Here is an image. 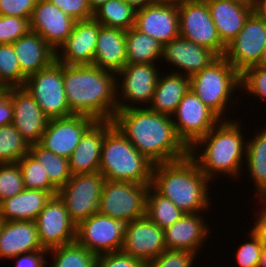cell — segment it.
Returning a JSON list of instances; mask_svg holds the SVG:
<instances>
[{
    "label": "cell",
    "mask_w": 266,
    "mask_h": 267,
    "mask_svg": "<svg viewBox=\"0 0 266 267\" xmlns=\"http://www.w3.org/2000/svg\"><path fill=\"white\" fill-rule=\"evenodd\" d=\"M57 193L24 189L17 195L0 202V218L3 221H34Z\"/></svg>",
    "instance_id": "cell-29"
},
{
    "label": "cell",
    "mask_w": 266,
    "mask_h": 267,
    "mask_svg": "<svg viewBox=\"0 0 266 267\" xmlns=\"http://www.w3.org/2000/svg\"><path fill=\"white\" fill-rule=\"evenodd\" d=\"M28 152V143L12 124L0 127V163L19 162Z\"/></svg>",
    "instance_id": "cell-38"
},
{
    "label": "cell",
    "mask_w": 266,
    "mask_h": 267,
    "mask_svg": "<svg viewBox=\"0 0 266 267\" xmlns=\"http://www.w3.org/2000/svg\"><path fill=\"white\" fill-rule=\"evenodd\" d=\"M266 44V21L254 11L237 36L226 45L224 57L242 74L260 64Z\"/></svg>",
    "instance_id": "cell-14"
},
{
    "label": "cell",
    "mask_w": 266,
    "mask_h": 267,
    "mask_svg": "<svg viewBox=\"0 0 266 267\" xmlns=\"http://www.w3.org/2000/svg\"><path fill=\"white\" fill-rule=\"evenodd\" d=\"M17 163L21 169L25 189L58 192V190L50 183L44 170V166H42L29 152Z\"/></svg>",
    "instance_id": "cell-39"
},
{
    "label": "cell",
    "mask_w": 266,
    "mask_h": 267,
    "mask_svg": "<svg viewBox=\"0 0 266 267\" xmlns=\"http://www.w3.org/2000/svg\"><path fill=\"white\" fill-rule=\"evenodd\" d=\"M104 181V177L99 172L76 174L58 190L57 195L64 202L70 219L76 226L98 213Z\"/></svg>",
    "instance_id": "cell-12"
},
{
    "label": "cell",
    "mask_w": 266,
    "mask_h": 267,
    "mask_svg": "<svg viewBox=\"0 0 266 267\" xmlns=\"http://www.w3.org/2000/svg\"><path fill=\"white\" fill-rule=\"evenodd\" d=\"M183 213L169 198L159 194L151 185L147 192L146 216L165 229L178 221Z\"/></svg>",
    "instance_id": "cell-35"
},
{
    "label": "cell",
    "mask_w": 266,
    "mask_h": 267,
    "mask_svg": "<svg viewBox=\"0 0 266 267\" xmlns=\"http://www.w3.org/2000/svg\"><path fill=\"white\" fill-rule=\"evenodd\" d=\"M246 143L245 164L255 185V196L266 195V127Z\"/></svg>",
    "instance_id": "cell-31"
},
{
    "label": "cell",
    "mask_w": 266,
    "mask_h": 267,
    "mask_svg": "<svg viewBox=\"0 0 266 267\" xmlns=\"http://www.w3.org/2000/svg\"><path fill=\"white\" fill-rule=\"evenodd\" d=\"M23 87L49 119L73 115L64 88L63 64L56 60L49 67L27 77Z\"/></svg>",
    "instance_id": "cell-8"
},
{
    "label": "cell",
    "mask_w": 266,
    "mask_h": 267,
    "mask_svg": "<svg viewBox=\"0 0 266 267\" xmlns=\"http://www.w3.org/2000/svg\"><path fill=\"white\" fill-rule=\"evenodd\" d=\"M129 222L95 213L76 227V242L95 255L122 250Z\"/></svg>",
    "instance_id": "cell-10"
},
{
    "label": "cell",
    "mask_w": 266,
    "mask_h": 267,
    "mask_svg": "<svg viewBox=\"0 0 266 267\" xmlns=\"http://www.w3.org/2000/svg\"><path fill=\"white\" fill-rule=\"evenodd\" d=\"M163 45L135 27L126 30V58L130 64H155L161 60Z\"/></svg>",
    "instance_id": "cell-32"
},
{
    "label": "cell",
    "mask_w": 266,
    "mask_h": 267,
    "mask_svg": "<svg viewBox=\"0 0 266 267\" xmlns=\"http://www.w3.org/2000/svg\"><path fill=\"white\" fill-rule=\"evenodd\" d=\"M29 153L44 166L50 183L57 190L62 188L73 176L69 159L51 152L40 143L30 145Z\"/></svg>",
    "instance_id": "cell-33"
},
{
    "label": "cell",
    "mask_w": 266,
    "mask_h": 267,
    "mask_svg": "<svg viewBox=\"0 0 266 267\" xmlns=\"http://www.w3.org/2000/svg\"><path fill=\"white\" fill-rule=\"evenodd\" d=\"M238 88L241 89L240 73L224 56L190 77V89L221 120H227L224 111L236 106L238 99H233V93Z\"/></svg>",
    "instance_id": "cell-6"
},
{
    "label": "cell",
    "mask_w": 266,
    "mask_h": 267,
    "mask_svg": "<svg viewBox=\"0 0 266 267\" xmlns=\"http://www.w3.org/2000/svg\"><path fill=\"white\" fill-rule=\"evenodd\" d=\"M12 125L28 145L40 143L49 118L24 87H11Z\"/></svg>",
    "instance_id": "cell-18"
},
{
    "label": "cell",
    "mask_w": 266,
    "mask_h": 267,
    "mask_svg": "<svg viewBox=\"0 0 266 267\" xmlns=\"http://www.w3.org/2000/svg\"><path fill=\"white\" fill-rule=\"evenodd\" d=\"M221 41L227 45L243 28L253 8L233 0H205Z\"/></svg>",
    "instance_id": "cell-26"
},
{
    "label": "cell",
    "mask_w": 266,
    "mask_h": 267,
    "mask_svg": "<svg viewBox=\"0 0 266 267\" xmlns=\"http://www.w3.org/2000/svg\"><path fill=\"white\" fill-rule=\"evenodd\" d=\"M96 121L84 115L51 118L40 144L51 152L70 158L84 133Z\"/></svg>",
    "instance_id": "cell-16"
},
{
    "label": "cell",
    "mask_w": 266,
    "mask_h": 267,
    "mask_svg": "<svg viewBox=\"0 0 266 267\" xmlns=\"http://www.w3.org/2000/svg\"><path fill=\"white\" fill-rule=\"evenodd\" d=\"M179 36L209 48L223 57L226 45L221 41L205 0H190L178 7Z\"/></svg>",
    "instance_id": "cell-11"
},
{
    "label": "cell",
    "mask_w": 266,
    "mask_h": 267,
    "mask_svg": "<svg viewBox=\"0 0 266 267\" xmlns=\"http://www.w3.org/2000/svg\"><path fill=\"white\" fill-rule=\"evenodd\" d=\"M53 255L50 267H97L98 256L76 241L48 250Z\"/></svg>",
    "instance_id": "cell-36"
},
{
    "label": "cell",
    "mask_w": 266,
    "mask_h": 267,
    "mask_svg": "<svg viewBox=\"0 0 266 267\" xmlns=\"http://www.w3.org/2000/svg\"><path fill=\"white\" fill-rule=\"evenodd\" d=\"M134 27L162 45L179 37L178 6L151 4L136 11Z\"/></svg>",
    "instance_id": "cell-23"
},
{
    "label": "cell",
    "mask_w": 266,
    "mask_h": 267,
    "mask_svg": "<svg viewBox=\"0 0 266 267\" xmlns=\"http://www.w3.org/2000/svg\"><path fill=\"white\" fill-rule=\"evenodd\" d=\"M2 224H3V220L0 218V235H1Z\"/></svg>",
    "instance_id": "cell-58"
},
{
    "label": "cell",
    "mask_w": 266,
    "mask_h": 267,
    "mask_svg": "<svg viewBox=\"0 0 266 267\" xmlns=\"http://www.w3.org/2000/svg\"><path fill=\"white\" fill-rule=\"evenodd\" d=\"M22 73L29 77L49 67L56 60V52L31 30L12 43Z\"/></svg>",
    "instance_id": "cell-25"
},
{
    "label": "cell",
    "mask_w": 266,
    "mask_h": 267,
    "mask_svg": "<svg viewBox=\"0 0 266 267\" xmlns=\"http://www.w3.org/2000/svg\"><path fill=\"white\" fill-rule=\"evenodd\" d=\"M30 31L28 18L0 15V44H12Z\"/></svg>",
    "instance_id": "cell-43"
},
{
    "label": "cell",
    "mask_w": 266,
    "mask_h": 267,
    "mask_svg": "<svg viewBox=\"0 0 266 267\" xmlns=\"http://www.w3.org/2000/svg\"><path fill=\"white\" fill-rule=\"evenodd\" d=\"M101 26L94 18L76 21L71 34L56 51V61L63 65H92Z\"/></svg>",
    "instance_id": "cell-17"
},
{
    "label": "cell",
    "mask_w": 266,
    "mask_h": 267,
    "mask_svg": "<svg viewBox=\"0 0 266 267\" xmlns=\"http://www.w3.org/2000/svg\"><path fill=\"white\" fill-rule=\"evenodd\" d=\"M103 141L104 121H96L81 137L69 158L73 175L99 172Z\"/></svg>",
    "instance_id": "cell-27"
},
{
    "label": "cell",
    "mask_w": 266,
    "mask_h": 267,
    "mask_svg": "<svg viewBox=\"0 0 266 267\" xmlns=\"http://www.w3.org/2000/svg\"><path fill=\"white\" fill-rule=\"evenodd\" d=\"M218 58L219 56L211 49L179 36L163 45L161 59H164L168 65L177 67V70H172L174 73L191 77L211 65Z\"/></svg>",
    "instance_id": "cell-21"
},
{
    "label": "cell",
    "mask_w": 266,
    "mask_h": 267,
    "mask_svg": "<svg viewBox=\"0 0 266 267\" xmlns=\"http://www.w3.org/2000/svg\"><path fill=\"white\" fill-rule=\"evenodd\" d=\"M129 6L136 11L152 4V0H124Z\"/></svg>",
    "instance_id": "cell-52"
},
{
    "label": "cell",
    "mask_w": 266,
    "mask_h": 267,
    "mask_svg": "<svg viewBox=\"0 0 266 267\" xmlns=\"http://www.w3.org/2000/svg\"><path fill=\"white\" fill-rule=\"evenodd\" d=\"M190 0H152V4L156 5H168V6H181Z\"/></svg>",
    "instance_id": "cell-53"
},
{
    "label": "cell",
    "mask_w": 266,
    "mask_h": 267,
    "mask_svg": "<svg viewBox=\"0 0 266 267\" xmlns=\"http://www.w3.org/2000/svg\"><path fill=\"white\" fill-rule=\"evenodd\" d=\"M258 267H266V242H264Z\"/></svg>",
    "instance_id": "cell-55"
},
{
    "label": "cell",
    "mask_w": 266,
    "mask_h": 267,
    "mask_svg": "<svg viewBox=\"0 0 266 267\" xmlns=\"http://www.w3.org/2000/svg\"><path fill=\"white\" fill-rule=\"evenodd\" d=\"M204 215L203 212L184 214L173 225L166 227L164 229L166 249L187 251L200 255L201 247L211 233L208 226L210 223L206 224Z\"/></svg>",
    "instance_id": "cell-22"
},
{
    "label": "cell",
    "mask_w": 266,
    "mask_h": 267,
    "mask_svg": "<svg viewBox=\"0 0 266 267\" xmlns=\"http://www.w3.org/2000/svg\"><path fill=\"white\" fill-rule=\"evenodd\" d=\"M259 197V198H258ZM260 203L263 204L258 215H255L257 219H255V223L252 225L251 230L264 242H266V195L257 196Z\"/></svg>",
    "instance_id": "cell-50"
},
{
    "label": "cell",
    "mask_w": 266,
    "mask_h": 267,
    "mask_svg": "<svg viewBox=\"0 0 266 267\" xmlns=\"http://www.w3.org/2000/svg\"><path fill=\"white\" fill-rule=\"evenodd\" d=\"M171 118L178 137L189 149L221 121L191 89L184 95Z\"/></svg>",
    "instance_id": "cell-13"
},
{
    "label": "cell",
    "mask_w": 266,
    "mask_h": 267,
    "mask_svg": "<svg viewBox=\"0 0 266 267\" xmlns=\"http://www.w3.org/2000/svg\"><path fill=\"white\" fill-rule=\"evenodd\" d=\"M23 177L19 164L0 163V202L24 190Z\"/></svg>",
    "instance_id": "cell-40"
},
{
    "label": "cell",
    "mask_w": 266,
    "mask_h": 267,
    "mask_svg": "<svg viewBox=\"0 0 266 267\" xmlns=\"http://www.w3.org/2000/svg\"><path fill=\"white\" fill-rule=\"evenodd\" d=\"M26 78L12 44H0V88L23 87Z\"/></svg>",
    "instance_id": "cell-37"
},
{
    "label": "cell",
    "mask_w": 266,
    "mask_h": 267,
    "mask_svg": "<svg viewBox=\"0 0 266 267\" xmlns=\"http://www.w3.org/2000/svg\"><path fill=\"white\" fill-rule=\"evenodd\" d=\"M211 182L188 155L176 161L154 164L151 186L183 213L193 214L211 208V193L208 192Z\"/></svg>",
    "instance_id": "cell-3"
},
{
    "label": "cell",
    "mask_w": 266,
    "mask_h": 267,
    "mask_svg": "<svg viewBox=\"0 0 266 267\" xmlns=\"http://www.w3.org/2000/svg\"><path fill=\"white\" fill-rule=\"evenodd\" d=\"M149 186L133 182L105 180L98 212L128 222L144 217Z\"/></svg>",
    "instance_id": "cell-7"
},
{
    "label": "cell",
    "mask_w": 266,
    "mask_h": 267,
    "mask_svg": "<svg viewBox=\"0 0 266 267\" xmlns=\"http://www.w3.org/2000/svg\"><path fill=\"white\" fill-rule=\"evenodd\" d=\"M97 267H146V263L118 251L98 255Z\"/></svg>",
    "instance_id": "cell-46"
},
{
    "label": "cell",
    "mask_w": 266,
    "mask_h": 267,
    "mask_svg": "<svg viewBox=\"0 0 266 267\" xmlns=\"http://www.w3.org/2000/svg\"><path fill=\"white\" fill-rule=\"evenodd\" d=\"M240 86L247 95L266 101V67L257 65L246 69L240 74Z\"/></svg>",
    "instance_id": "cell-41"
},
{
    "label": "cell",
    "mask_w": 266,
    "mask_h": 267,
    "mask_svg": "<svg viewBox=\"0 0 266 267\" xmlns=\"http://www.w3.org/2000/svg\"><path fill=\"white\" fill-rule=\"evenodd\" d=\"M253 11L263 20L266 21V0H258Z\"/></svg>",
    "instance_id": "cell-51"
},
{
    "label": "cell",
    "mask_w": 266,
    "mask_h": 267,
    "mask_svg": "<svg viewBox=\"0 0 266 267\" xmlns=\"http://www.w3.org/2000/svg\"><path fill=\"white\" fill-rule=\"evenodd\" d=\"M116 73L96 65H63V80L72 114L112 121L117 111Z\"/></svg>",
    "instance_id": "cell-2"
},
{
    "label": "cell",
    "mask_w": 266,
    "mask_h": 267,
    "mask_svg": "<svg viewBox=\"0 0 266 267\" xmlns=\"http://www.w3.org/2000/svg\"><path fill=\"white\" fill-rule=\"evenodd\" d=\"M34 222L43 249L50 250L76 241L77 226L58 195L50 199Z\"/></svg>",
    "instance_id": "cell-15"
},
{
    "label": "cell",
    "mask_w": 266,
    "mask_h": 267,
    "mask_svg": "<svg viewBox=\"0 0 266 267\" xmlns=\"http://www.w3.org/2000/svg\"><path fill=\"white\" fill-rule=\"evenodd\" d=\"M154 163L113 125L104 121L99 173L105 180L151 185Z\"/></svg>",
    "instance_id": "cell-5"
},
{
    "label": "cell",
    "mask_w": 266,
    "mask_h": 267,
    "mask_svg": "<svg viewBox=\"0 0 266 267\" xmlns=\"http://www.w3.org/2000/svg\"><path fill=\"white\" fill-rule=\"evenodd\" d=\"M233 1H238V2H241L243 4H246V5L254 8L256 6V3L258 0H233Z\"/></svg>",
    "instance_id": "cell-56"
},
{
    "label": "cell",
    "mask_w": 266,
    "mask_h": 267,
    "mask_svg": "<svg viewBox=\"0 0 266 267\" xmlns=\"http://www.w3.org/2000/svg\"><path fill=\"white\" fill-rule=\"evenodd\" d=\"M30 30L38 33L56 52L72 32L75 20L48 0H38L30 18Z\"/></svg>",
    "instance_id": "cell-20"
},
{
    "label": "cell",
    "mask_w": 266,
    "mask_h": 267,
    "mask_svg": "<svg viewBox=\"0 0 266 267\" xmlns=\"http://www.w3.org/2000/svg\"><path fill=\"white\" fill-rule=\"evenodd\" d=\"M113 125L154 164L185 158L189 148L178 137L172 118L147 107L117 110Z\"/></svg>",
    "instance_id": "cell-1"
},
{
    "label": "cell",
    "mask_w": 266,
    "mask_h": 267,
    "mask_svg": "<svg viewBox=\"0 0 266 267\" xmlns=\"http://www.w3.org/2000/svg\"><path fill=\"white\" fill-rule=\"evenodd\" d=\"M162 74L159 76L151 103L147 108L171 117L190 89V77L172 71L168 75Z\"/></svg>",
    "instance_id": "cell-30"
},
{
    "label": "cell",
    "mask_w": 266,
    "mask_h": 267,
    "mask_svg": "<svg viewBox=\"0 0 266 267\" xmlns=\"http://www.w3.org/2000/svg\"><path fill=\"white\" fill-rule=\"evenodd\" d=\"M38 0H0V15L28 18Z\"/></svg>",
    "instance_id": "cell-47"
},
{
    "label": "cell",
    "mask_w": 266,
    "mask_h": 267,
    "mask_svg": "<svg viewBox=\"0 0 266 267\" xmlns=\"http://www.w3.org/2000/svg\"><path fill=\"white\" fill-rule=\"evenodd\" d=\"M46 254H48V250H36L20 254L11 260L17 259L15 260L16 267H45L47 265Z\"/></svg>",
    "instance_id": "cell-48"
},
{
    "label": "cell",
    "mask_w": 266,
    "mask_h": 267,
    "mask_svg": "<svg viewBox=\"0 0 266 267\" xmlns=\"http://www.w3.org/2000/svg\"><path fill=\"white\" fill-rule=\"evenodd\" d=\"M126 64V30L101 26L93 65L117 73Z\"/></svg>",
    "instance_id": "cell-28"
},
{
    "label": "cell",
    "mask_w": 266,
    "mask_h": 267,
    "mask_svg": "<svg viewBox=\"0 0 266 267\" xmlns=\"http://www.w3.org/2000/svg\"><path fill=\"white\" fill-rule=\"evenodd\" d=\"M109 0H88L90 9L92 12H94L97 8H99L101 5L107 3Z\"/></svg>",
    "instance_id": "cell-54"
},
{
    "label": "cell",
    "mask_w": 266,
    "mask_h": 267,
    "mask_svg": "<svg viewBox=\"0 0 266 267\" xmlns=\"http://www.w3.org/2000/svg\"><path fill=\"white\" fill-rule=\"evenodd\" d=\"M259 65L266 67V44H265V48L263 50V54H262L261 61H260Z\"/></svg>",
    "instance_id": "cell-57"
},
{
    "label": "cell",
    "mask_w": 266,
    "mask_h": 267,
    "mask_svg": "<svg viewBox=\"0 0 266 267\" xmlns=\"http://www.w3.org/2000/svg\"><path fill=\"white\" fill-rule=\"evenodd\" d=\"M196 258L197 255L192 252L166 249L146 263V267H193Z\"/></svg>",
    "instance_id": "cell-44"
},
{
    "label": "cell",
    "mask_w": 266,
    "mask_h": 267,
    "mask_svg": "<svg viewBox=\"0 0 266 267\" xmlns=\"http://www.w3.org/2000/svg\"><path fill=\"white\" fill-rule=\"evenodd\" d=\"M60 8L65 14L71 16L75 21L93 18L88 0H48Z\"/></svg>",
    "instance_id": "cell-45"
},
{
    "label": "cell",
    "mask_w": 266,
    "mask_h": 267,
    "mask_svg": "<svg viewBox=\"0 0 266 267\" xmlns=\"http://www.w3.org/2000/svg\"><path fill=\"white\" fill-rule=\"evenodd\" d=\"M250 240L240 245L235 257L238 267H258L264 241L250 228Z\"/></svg>",
    "instance_id": "cell-42"
},
{
    "label": "cell",
    "mask_w": 266,
    "mask_h": 267,
    "mask_svg": "<svg viewBox=\"0 0 266 267\" xmlns=\"http://www.w3.org/2000/svg\"><path fill=\"white\" fill-rule=\"evenodd\" d=\"M158 66L127 63L116 73L117 110L149 106L161 74Z\"/></svg>",
    "instance_id": "cell-9"
},
{
    "label": "cell",
    "mask_w": 266,
    "mask_h": 267,
    "mask_svg": "<svg viewBox=\"0 0 266 267\" xmlns=\"http://www.w3.org/2000/svg\"><path fill=\"white\" fill-rule=\"evenodd\" d=\"M43 249L34 221H3L0 235V259Z\"/></svg>",
    "instance_id": "cell-24"
},
{
    "label": "cell",
    "mask_w": 266,
    "mask_h": 267,
    "mask_svg": "<svg viewBox=\"0 0 266 267\" xmlns=\"http://www.w3.org/2000/svg\"><path fill=\"white\" fill-rule=\"evenodd\" d=\"M236 120L230 117L221 120L189 149V155L209 180L214 181L222 174L238 179L241 174L247 138L243 137L242 125Z\"/></svg>",
    "instance_id": "cell-4"
},
{
    "label": "cell",
    "mask_w": 266,
    "mask_h": 267,
    "mask_svg": "<svg viewBox=\"0 0 266 267\" xmlns=\"http://www.w3.org/2000/svg\"><path fill=\"white\" fill-rule=\"evenodd\" d=\"M165 250L164 229L146 215L129 222L122 252L148 263Z\"/></svg>",
    "instance_id": "cell-19"
},
{
    "label": "cell",
    "mask_w": 266,
    "mask_h": 267,
    "mask_svg": "<svg viewBox=\"0 0 266 267\" xmlns=\"http://www.w3.org/2000/svg\"><path fill=\"white\" fill-rule=\"evenodd\" d=\"M13 122V106L11 101V87L0 88V127Z\"/></svg>",
    "instance_id": "cell-49"
},
{
    "label": "cell",
    "mask_w": 266,
    "mask_h": 267,
    "mask_svg": "<svg viewBox=\"0 0 266 267\" xmlns=\"http://www.w3.org/2000/svg\"><path fill=\"white\" fill-rule=\"evenodd\" d=\"M102 26L129 30L135 25L136 10L124 0H109L93 12Z\"/></svg>",
    "instance_id": "cell-34"
}]
</instances>
